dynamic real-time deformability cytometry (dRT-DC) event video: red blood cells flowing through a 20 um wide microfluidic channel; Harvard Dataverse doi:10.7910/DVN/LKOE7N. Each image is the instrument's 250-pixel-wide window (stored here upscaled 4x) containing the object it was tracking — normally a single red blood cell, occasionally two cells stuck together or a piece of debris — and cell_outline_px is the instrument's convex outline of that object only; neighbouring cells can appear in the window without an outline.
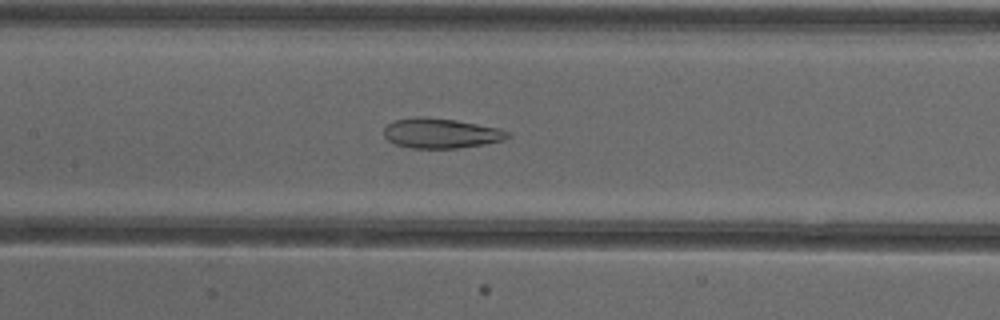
{"species": "common noctule bat (a hibernating species)", "species_latin": "Nyctalus noctula", "temperature_condition": "cold", "stored_images_in_passage": 52, "camera_frame_rate_fps": 3000, "um_per_image_px": 0.085, "animal": {"sex": "female"}, "frame": {"image": 1, "passage_image": 25, "time_ms": 8.0, "image_size_px": [1000, 320], "cell_outline_px": [[512, 136], [504, 140], [484, 144], [456, 148], [412, 148], [396, 144], [388, 140], [384, 136], [384, 128], [388, 124], [396, 120], [416, 116], [424, 116], [456, 120], [500, 128], [508, 132]], "centroid_in_image_um": [37.49, 11.32], "position_along_channel_um": 169.9, "area_um2": 21.62}}
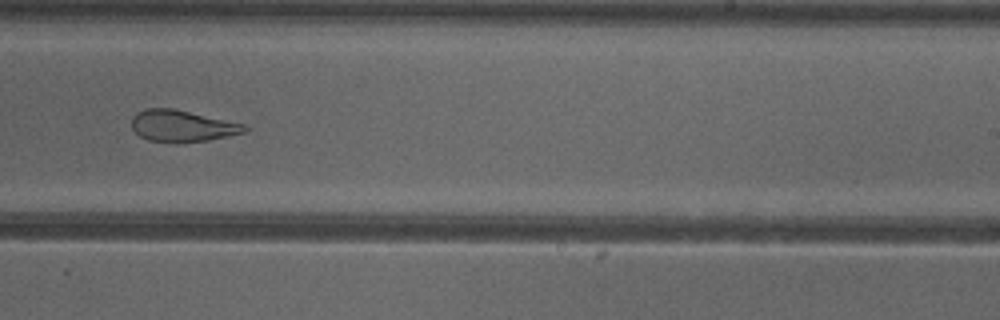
{"frame": {"image": 2, "passage_image": 33, "time_ms": 10.667, "image_size_px": [1000, 320], "cell_outline_px": [[248, 128], [244, 132], [228, 136], [208, 140], [176, 144], [148, 140], [140, 136], [132, 128], [132, 116], [136, 112], [144, 108], [172, 108], [244, 124]], "centroid_in_image_um": [15.43, 10.72], "position_along_channel_um": 273.6, "area_um2": 20.87}}
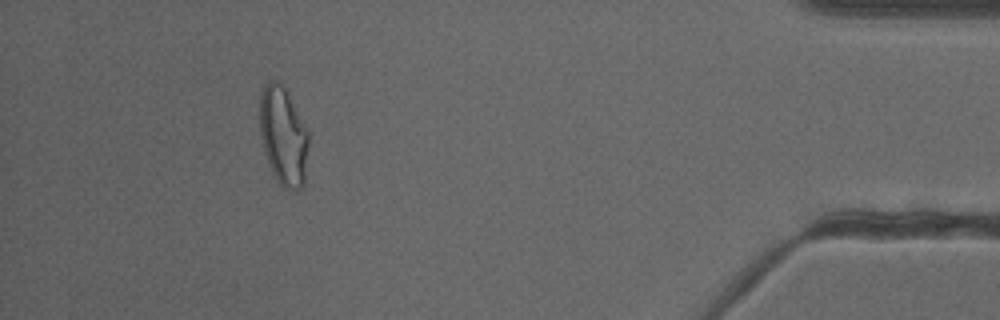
{"frame": {"image": 3, "passage_image": 48, "time_ms": 15.667, "image_size_px": [1000, 320], "cell_outline_px": [[308, 144], [304, 184], [296, 192], [284, 188], [276, 180], [268, 164], [264, 152], [260, 136], [260, 92], [264, 84], [268, 80], [276, 80], [284, 88], [308, 132]], "centroid_in_image_um": [24.05, 11.6], "position_along_channel_um": 411.1, "area_um2": 27.92}, "authors_computed_cell_mechanics": {"area_um2": 26.7325, "velocity_mm_per_s": 3.9101, "shape_relaxation_time_tau1_ms": null, "shape_relaxation_time_tau2_ms": 2.6467, "deformation_change_tau1": null, "deformation_change_tau2": 0.1098}}